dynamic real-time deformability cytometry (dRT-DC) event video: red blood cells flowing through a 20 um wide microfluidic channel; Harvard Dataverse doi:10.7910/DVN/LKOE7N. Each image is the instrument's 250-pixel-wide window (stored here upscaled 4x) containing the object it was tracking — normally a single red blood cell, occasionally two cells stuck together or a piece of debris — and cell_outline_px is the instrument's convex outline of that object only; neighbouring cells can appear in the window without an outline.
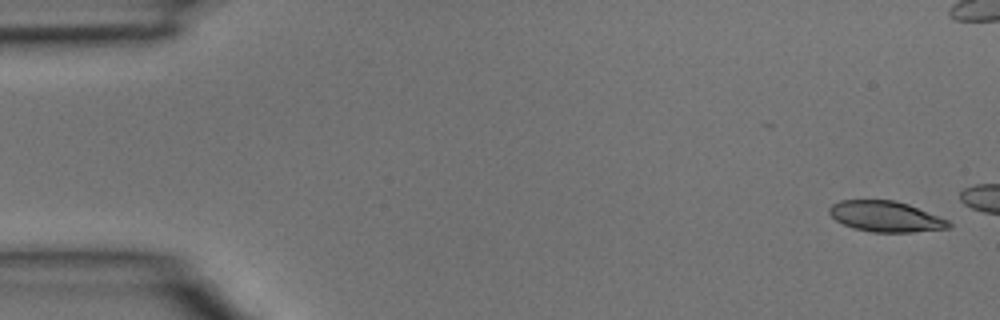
{"species": "common noctule bat (a hibernating species)", "species_latin": "Nyctalus noctula", "temperature_condition": "room temperature", "stored_images_in_passage": 3, "camera_frame_rate_fps": 3000, "um_per_image_px": 0.085, "animal": {"sex": "male", "body_mass_g": 15.6}, "frame": {"image": 1, "passage_image": 1, "time_ms": 0.0, "image_size_px": [1000, 320], "cell_outline_px": [[952, 224], [948, 228], [912, 232], [872, 232], [852, 228], [836, 220], [828, 212], [828, 208], [832, 204], [840, 200], [896, 200], [908, 204], [948, 220]], "centroid_in_image_um": [75.26, 18.4], "position_along_channel_um": 9.7, "area_um2": 21.27}}